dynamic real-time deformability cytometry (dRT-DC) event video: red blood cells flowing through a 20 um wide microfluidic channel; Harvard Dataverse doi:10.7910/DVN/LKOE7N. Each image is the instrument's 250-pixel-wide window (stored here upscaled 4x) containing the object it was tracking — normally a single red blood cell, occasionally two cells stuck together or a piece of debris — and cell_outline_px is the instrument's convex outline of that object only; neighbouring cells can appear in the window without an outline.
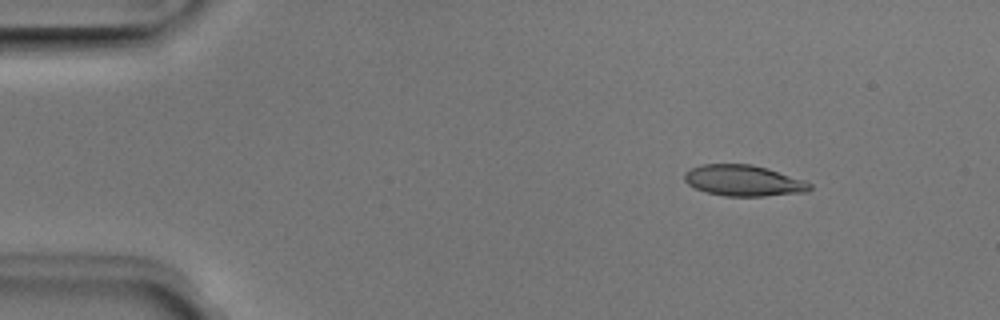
{"species": "Egyptian fruit bat (a non-hibernating species)", "species_latin": "Rousettus aegyptiacus", "temperature_condition": "room temperature", "stored_images_in_passage": 3, "camera_frame_rate_fps": 3000, "um_per_image_px": 0.085, "animal": {"sex": "male"}, "frame": {"image": 1, "passage_image": 1, "time_ms": 0.0, "image_size_px": [1000, 320], "cell_outline_px": [[812, 188], [808, 192], [764, 196], [724, 196], [708, 192], [696, 188], [688, 184], [684, 180], [684, 172], [700, 164], [752, 164], [768, 168], [804, 180], [812, 184]], "centroid_in_image_um": [63.22, 15.35], "position_along_channel_um": 21.8, "area_um2": 22.72}}